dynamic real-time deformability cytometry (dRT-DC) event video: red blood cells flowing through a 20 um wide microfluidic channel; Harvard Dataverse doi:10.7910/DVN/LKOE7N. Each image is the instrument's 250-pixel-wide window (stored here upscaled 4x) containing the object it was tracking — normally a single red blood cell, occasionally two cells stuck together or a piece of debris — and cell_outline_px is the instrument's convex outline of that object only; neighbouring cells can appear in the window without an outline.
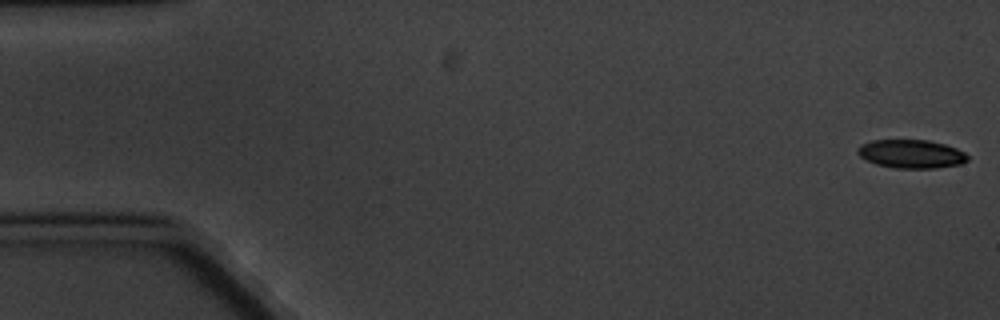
{"species": "common noctule bat (a hibernating species)", "species_latin": "Nyctalus noctula", "temperature_condition": "cold", "stored_images_in_passage": 7, "camera_frame_rate_fps": 3000, "um_per_image_px": 0.085, "animal": {"sex": "male", "body_mass_g": 20.1, "forearm_length_mm": 53.5}, "frame": {"image": 1, "passage_image": 1, "time_ms": 0.0, "image_size_px": [1000, 320], "cell_outline_px": [[968, 160], [960, 164], [936, 168], [896, 168], [876, 164], [860, 156], [856, 152], [856, 148], [860, 144], [872, 140], [928, 140], [944, 144], [956, 148], [964, 152], [968, 156]], "centroid_in_image_um": [77.44, 13.08], "position_along_channel_um": 7.6, "area_um2": 18.26}}
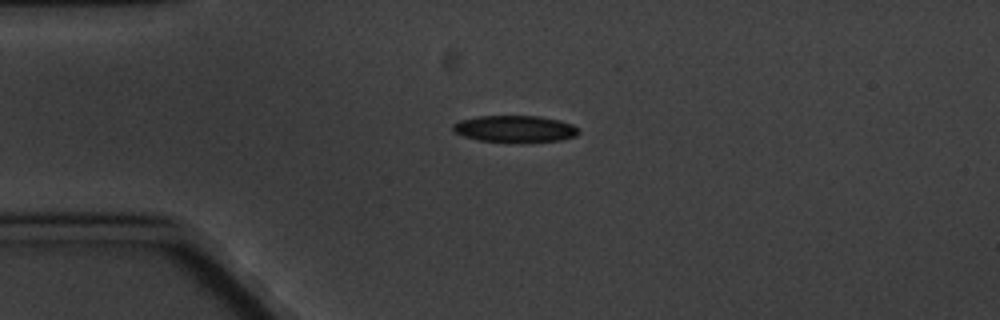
{"frame": {"image": 2, "passage_image": 4, "time_ms": 4.333, "image_size_px": [1000, 320], "cell_outline_px": [[580, 132], [576, 136], [560, 140], [520, 144], [476, 140], [464, 136], [456, 132], [452, 128], [452, 124], [460, 120], [480, 116], [540, 116], [560, 120], [572, 124], [580, 128]], "centroid_in_image_um": [43.81, 10.98], "position_along_channel_um": 41.2, "area_um2": 20.17}}